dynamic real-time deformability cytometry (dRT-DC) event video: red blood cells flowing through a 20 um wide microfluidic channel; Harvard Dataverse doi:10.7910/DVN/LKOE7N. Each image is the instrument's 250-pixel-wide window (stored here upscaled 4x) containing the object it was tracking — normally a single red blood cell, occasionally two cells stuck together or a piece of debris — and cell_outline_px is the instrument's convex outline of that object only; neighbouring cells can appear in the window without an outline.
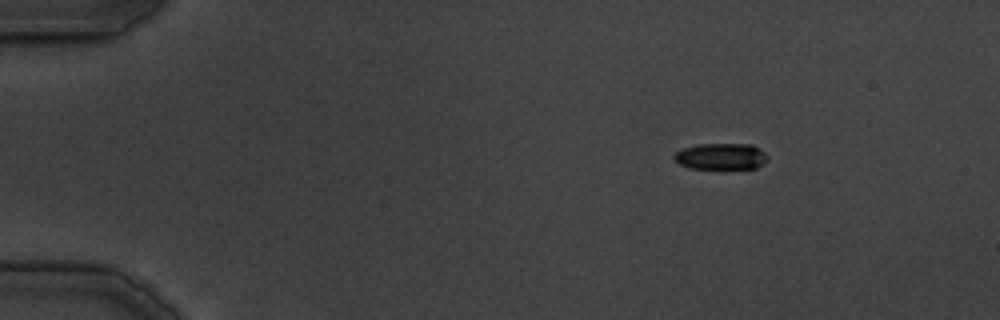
{"species": "common noctule bat (a hibernating species)", "species_latin": "Nyctalus noctula", "temperature_condition": "cold", "stored_images_in_passage": 35, "segment_of_instrument_passage": [1, 2], "camera_frame_rate_fps": 3000, "um_per_image_px": 0.085, "animal": {"sex": "male", "body_mass_g": 19.5, "forearm_length_mm": 54.6}, "frame": {"image": 1, "passage_image": 1, "time_ms": 0.0, "image_size_px": [1000, 320], "cell_outline_px": [[768, 160], [756, 168], [688, 168], [680, 164], [672, 156], [676, 152], [684, 148], [696, 144], [752, 144], [764, 152], [768, 156]], "centroid_in_image_um": [61.29, 13.28], "position_along_channel_um": 23.7, "area_um2": 14.28}}
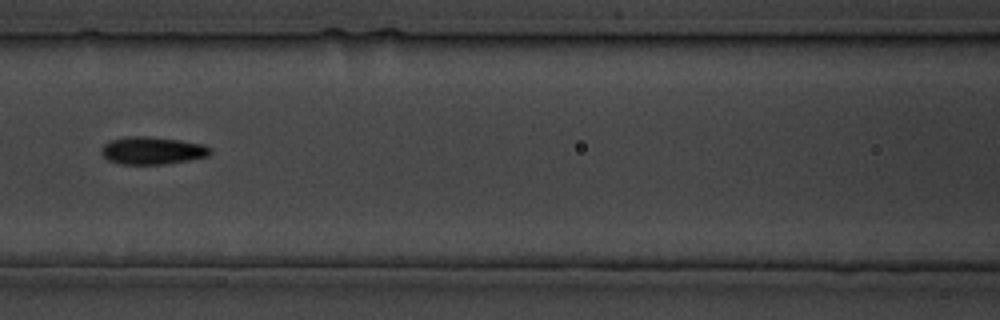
{"frame": {"image": 2, "passage_image": 12, "time_ms": 15.0, "image_size_px": [1000, 320], "cell_outline_px": [[212, 152], [208, 156], [188, 160], [164, 164], [120, 164], [108, 160], [100, 152], [104, 144], [108, 140], [124, 136], [148, 136], [180, 140], [204, 144], [212, 148]], "centroid_in_image_um": [12.94, 12.78], "position_along_channel_um": 153.7, "area_um2": 17.69}}
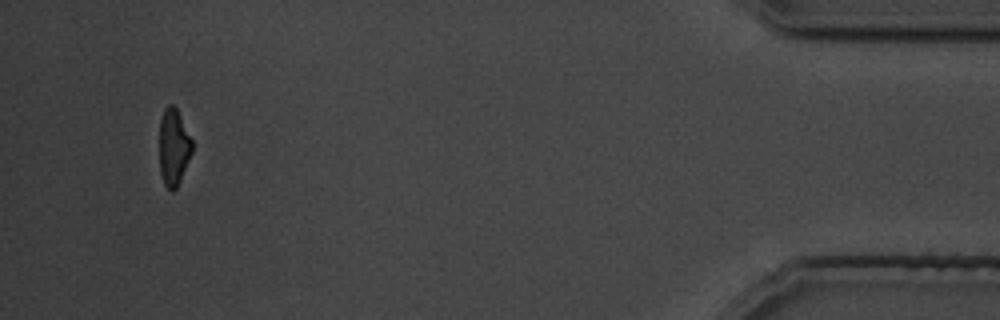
{"frame": {"image": 3, "passage_image": 32, "time_ms": 38.0, "image_size_px": [1000, 320], "cell_outline_px": [[192, 152], [180, 180], [176, 188], [172, 192], [164, 184], [160, 172], [160, 120], [164, 108], [168, 104], [172, 104], [176, 108], [192, 140]], "centroid_in_image_um": [14.75, 12.5], "position_along_channel_um": 420.5, "area_um2": 14.45}}